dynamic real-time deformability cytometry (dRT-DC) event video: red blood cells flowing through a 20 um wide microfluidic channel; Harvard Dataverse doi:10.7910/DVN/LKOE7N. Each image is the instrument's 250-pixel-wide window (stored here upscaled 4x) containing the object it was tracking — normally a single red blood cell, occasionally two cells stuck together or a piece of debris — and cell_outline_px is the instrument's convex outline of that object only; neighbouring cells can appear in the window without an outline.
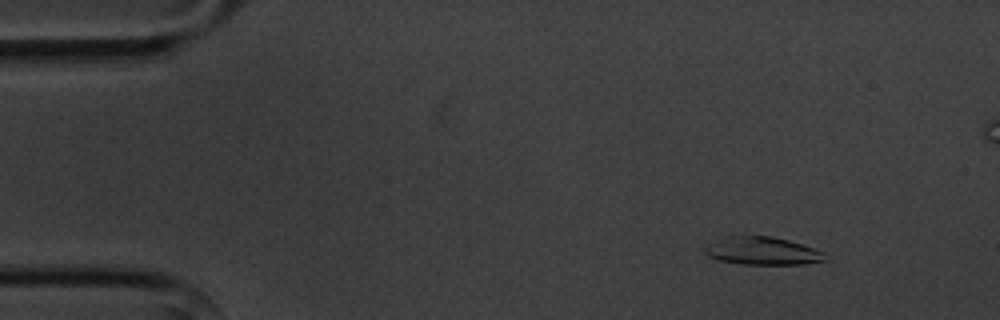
{"species": "common noctule bat (a hibernating species)", "species_latin": "Nyctalus noctula", "temperature_condition": "cold", "stored_images_in_passage": 7, "camera_frame_rate_fps": 3000, "um_per_image_px": 0.085, "animal": {"sex": "male", "body_mass_g": 20.1, "forearm_length_mm": 53.5}, "frame": {"image": 1, "passage_image": 1, "time_ms": 0.0, "image_size_px": [1000, 320], "cell_outline_px": [[832, 260], [804, 264], [740, 264], [720, 260], [708, 256], [704, 252], [704, 248], [708, 244], [724, 236], [772, 236], [788, 240], [824, 252]], "centroid_in_image_um": [64.84, 21.34], "position_along_channel_um": 20.2, "area_um2": 19.65}}
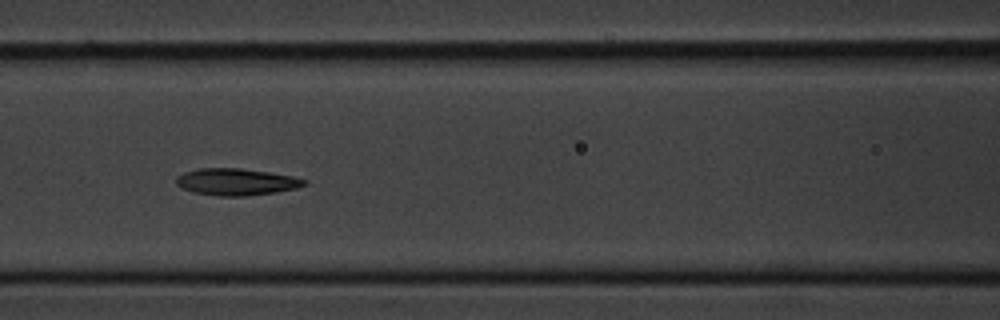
{"frame": {"image": 2, "passage_image": 6, "time_ms": 5.667, "image_size_px": [1000, 320], "cell_outline_px": [[308, 184], [296, 188], [276, 192], [244, 196], [220, 196], [192, 192], [176, 184], [176, 176], [184, 172], [200, 168], [240, 168], [268, 172], [292, 176], [308, 180]], "centroid_in_image_um": [20.09, 15.45], "position_along_channel_um": 146.5, "area_um2": 20.0}}
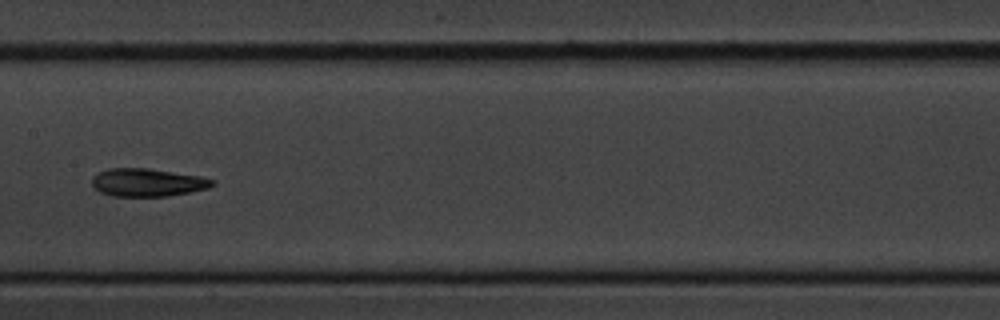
{"frame": {"image": 3, "passage_image": 7, "time_ms": 7.0, "image_size_px": [1000, 320], "cell_outline_px": [[216, 184], [208, 188], [168, 196], [112, 196], [100, 192], [92, 184], [92, 176], [108, 168], [148, 168], [200, 176], [216, 180]], "centroid_in_image_um": [12.55, 15.5], "position_along_channel_um": 194.9, "area_um2": 19.59}}